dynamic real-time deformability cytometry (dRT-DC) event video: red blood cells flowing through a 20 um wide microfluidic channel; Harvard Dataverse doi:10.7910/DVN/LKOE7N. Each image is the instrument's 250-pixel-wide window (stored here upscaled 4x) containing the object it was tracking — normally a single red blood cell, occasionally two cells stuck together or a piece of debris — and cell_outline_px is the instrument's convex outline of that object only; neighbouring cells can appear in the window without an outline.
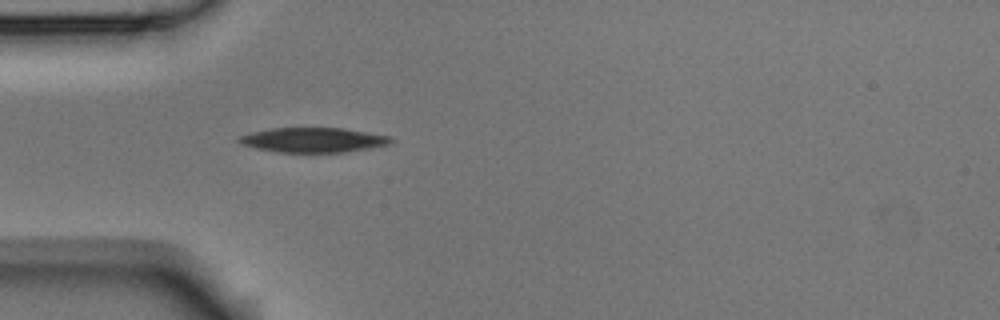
{"species": "Egyptian fruit bat (a non-hibernating species)", "species_latin": "Rousettus aegyptiacus", "temperature_condition": "room temperature", "stored_images_in_passage": 5, "camera_frame_rate_fps": 3000, "um_per_image_px": 0.085, "animal": {"sex": "male"}, "frame": {"image": 1, "passage_image": 5, "time_ms": 1.333, "image_size_px": [1000, 320], "cell_outline_px": [[396, 140], [392, 144], [372, 148], [344, 152], [280, 152], [256, 148], [244, 144], [236, 140], [236, 136], [252, 132], [272, 128], [344, 128], [392, 136]], "centroid_in_image_um": [26.7, 11.89], "position_along_channel_um": 58.3, "area_um2": 22.08}}